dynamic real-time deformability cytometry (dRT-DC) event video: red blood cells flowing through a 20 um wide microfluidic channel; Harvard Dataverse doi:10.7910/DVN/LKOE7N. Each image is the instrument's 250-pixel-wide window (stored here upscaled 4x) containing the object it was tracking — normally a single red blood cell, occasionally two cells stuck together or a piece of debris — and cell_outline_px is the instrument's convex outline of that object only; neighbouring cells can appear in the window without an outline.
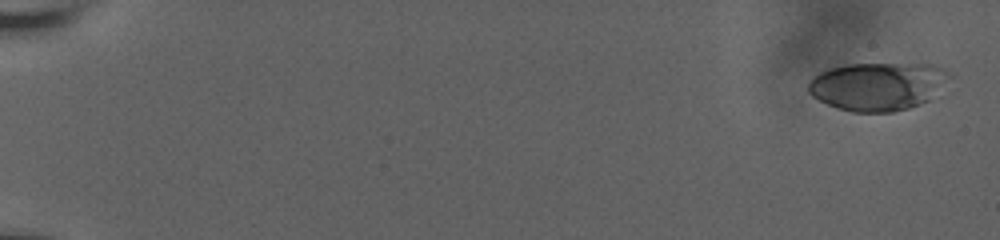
{"species": "human", "species_latin": "Homo sapiens", "temperature_condition": "room temperature", "stored_images_in_passage": 22, "camera_frame_rate_fps": 3000, "um_per_image_px": 0.085, "donor": {"sex": "male"}, "frame": {"image": 1, "passage_image": 1, "time_ms": 0.0, "image_size_px": [1000, 240], "cell_outline_px": [[952, 76], [928, 100], [908, 108], [892, 112], [852, 112], [836, 108], [812, 96], [808, 92], [808, 80], [812, 76], [828, 68], [848, 64], [936, 64], [944, 68]], "centroid_in_image_um": [74.58, 7.32], "position_along_channel_um": 10.4, "area_um2": 39.71}}
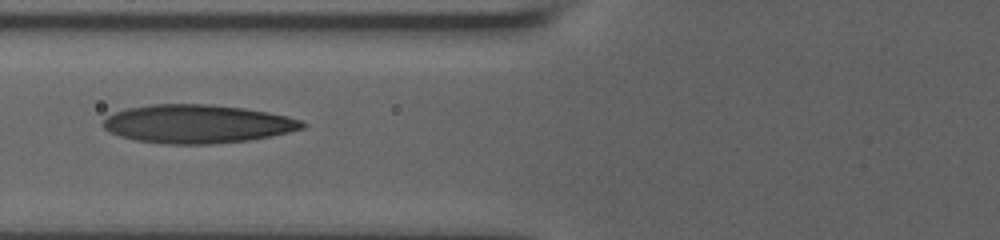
{"frame": {"image": 2, "passage_image": 16, "time_ms": 8.333, "image_size_px": [1000, 240], "cell_outline_px": [[304, 128], [272, 136], [248, 140], [212, 144], [164, 144], [136, 140], [120, 136], [104, 128], [104, 120], [108, 116], [116, 112], [128, 108], [152, 104], [208, 104], [244, 108], [268, 112], [288, 116], [300, 120], [304, 124]], "centroid_in_image_um": [16.79, 10.53], "position_along_channel_um": 109.0, "area_um2": 44.39}}
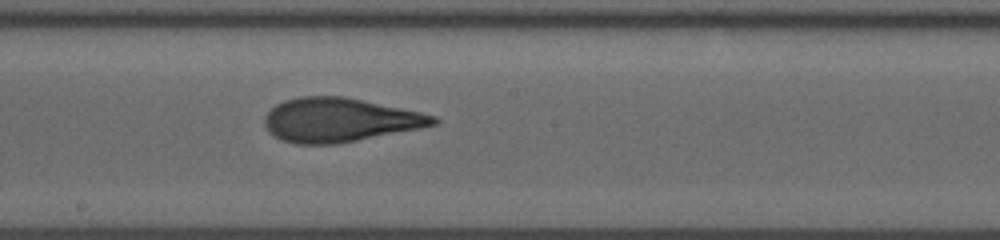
{"frame": {"image": 3, "passage_image": 22, "time_ms": 11.333, "image_size_px": [1000, 240], "cell_outline_px": [[440, 120], [436, 124], [420, 128], [336, 144], [296, 144], [284, 140], [268, 132], [264, 124], [264, 116], [276, 104], [284, 100], [300, 96], [344, 96], [420, 112], [436, 116]], "centroid_in_image_um": [28.84, 10.19], "position_along_channel_um": 219.4, "area_um2": 43.0}}